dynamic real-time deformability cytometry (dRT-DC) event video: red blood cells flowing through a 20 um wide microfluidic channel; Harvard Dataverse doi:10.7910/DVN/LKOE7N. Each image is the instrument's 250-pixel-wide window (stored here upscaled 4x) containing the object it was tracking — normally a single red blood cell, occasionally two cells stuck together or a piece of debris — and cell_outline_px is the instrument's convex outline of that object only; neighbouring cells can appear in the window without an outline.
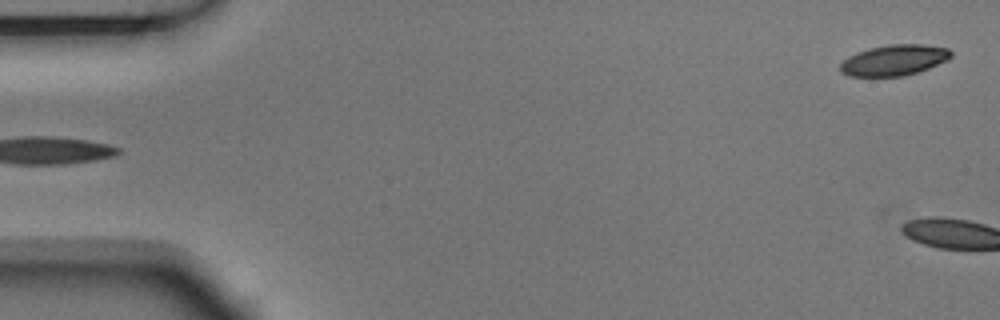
{"species": "Egyptian fruit bat (a non-hibernating species)", "species_latin": "Rousettus aegyptiacus", "temperature_condition": "room temperature", "stored_images_in_passage": 5, "segment_of_instrument_passage": [2, 2], "camera_frame_rate_fps": 3000, "um_per_image_px": 0.085, "animal": {"sex": "male"}, "frame": {"image": 1, "passage_image": 5, "time_ms": 1.333, "image_size_px": [1000, 320], "cell_outline_px": [[952, 56], [948, 60], [928, 68], [904, 76], [848, 76], [840, 72], [840, 64], [848, 56], [856, 52], [868, 48], [888, 44], [920, 44], [948, 48], [952, 52]], "centroid_in_image_um": [75.98, 5.1], "position_along_channel_um": 9.0, "area_um2": 19.94}}